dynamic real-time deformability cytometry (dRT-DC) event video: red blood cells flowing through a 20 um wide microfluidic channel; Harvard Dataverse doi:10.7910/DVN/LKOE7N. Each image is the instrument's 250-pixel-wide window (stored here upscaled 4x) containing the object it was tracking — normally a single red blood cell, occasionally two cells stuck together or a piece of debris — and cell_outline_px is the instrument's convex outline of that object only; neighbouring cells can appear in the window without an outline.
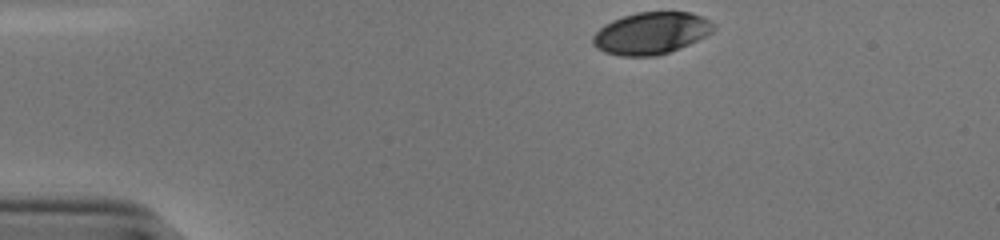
{"species": "human", "species_latin": "Homo sapiens", "temperature_condition": "cold", "stored_images_in_passage": 34, "camera_frame_rate_fps": 3000, "um_per_image_px": 0.085, "donor": {"sex": "male"}, "frame": {"image": 1, "passage_image": 1, "time_ms": 0.0, "image_size_px": [1000, 240], "cell_outline_px": [[716, 28], [712, 32], [680, 48], [656, 56], [620, 56], [604, 52], [596, 48], [592, 44], [592, 36], [604, 24], [612, 20], [636, 12], [692, 12], [716, 24]], "centroid_in_image_um": [55.32, 2.82], "position_along_channel_um": 29.7, "area_um2": 29.54}}
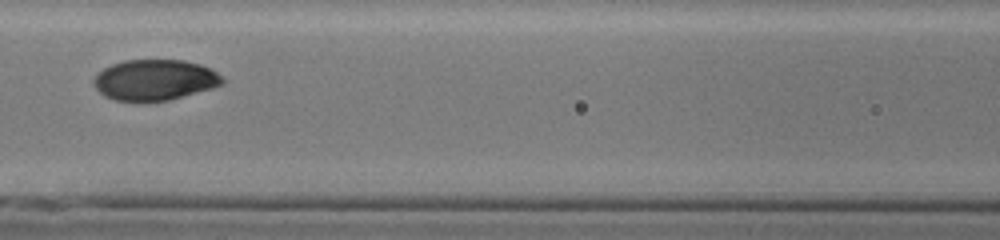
{"frame": {"image": 2, "passage_image": 16, "time_ms": 5.0, "image_size_px": [1000, 240], "cell_outline_px": [[224, 84], [212, 88], [168, 100], [116, 100], [104, 96], [92, 84], [92, 80], [104, 68], [112, 64], [124, 60], [184, 60], [200, 64], [216, 72], [224, 80]], "centroid_in_image_um": [13.14, 6.78], "position_along_channel_um": 153.5, "area_um2": 30.17}}
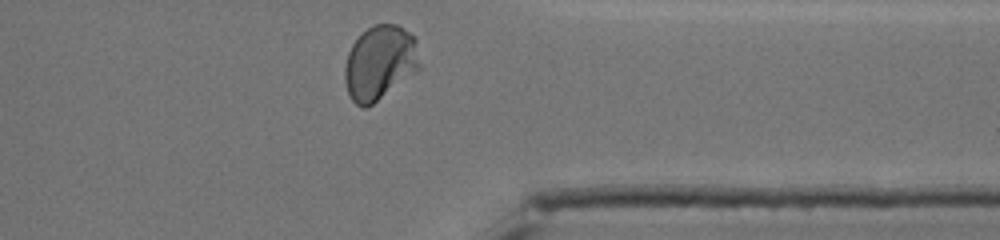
{"frame": {"image": 3, "passage_image": 34, "time_ms": 11.0, "image_size_px": [1000, 240], "cell_outline_px": [[420, 68], [416, 72], [368, 108], [360, 108], [352, 100], [348, 92], [344, 80], [344, 68], [348, 52], [352, 44], [372, 24], [396, 24], [408, 32], [416, 40], [420, 64]], "centroid_in_image_um": [32.27, 5.36], "position_along_channel_um": 379.1, "area_um2": 32.54}, "authors_computed_cell_mechanics": {"area_um2": 30.8363, "velocity_mm_per_s": 3.8409, "shape_relaxation_time_tau1_ms": 3.1729, "shape_relaxation_time_tau2_ms": null, "deformation_change_tau1": 0.1497, "deformation_change_tau2": null}}